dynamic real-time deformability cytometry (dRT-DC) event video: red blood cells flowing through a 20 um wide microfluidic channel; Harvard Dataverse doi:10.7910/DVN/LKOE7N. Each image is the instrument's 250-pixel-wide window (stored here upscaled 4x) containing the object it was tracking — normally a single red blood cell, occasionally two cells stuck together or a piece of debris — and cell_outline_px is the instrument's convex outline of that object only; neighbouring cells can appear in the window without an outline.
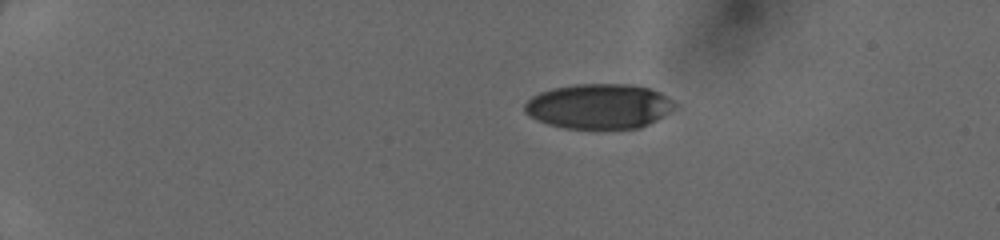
{"species": "human", "species_latin": "Homo sapiens", "temperature_condition": "cold", "stored_images_in_passage": 39, "camera_frame_rate_fps": 3000, "um_per_image_px": 0.085, "donor": {"sex": "female"}, "frame": {"image": 1, "passage_image": 1, "time_ms": 0.0, "image_size_px": [1000, 240], "cell_outline_px": [[676, 104], [664, 116], [640, 128], [564, 128], [548, 124], [536, 120], [528, 116], [524, 112], [524, 104], [532, 96], [540, 92], [552, 88], [576, 84], [632, 84], [648, 88], [660, 92], [672, 100]], "centroid_in_image_um": [50.88, 9.03], "position_along_channel_um": 34.1, "area_um2": 39.3}}
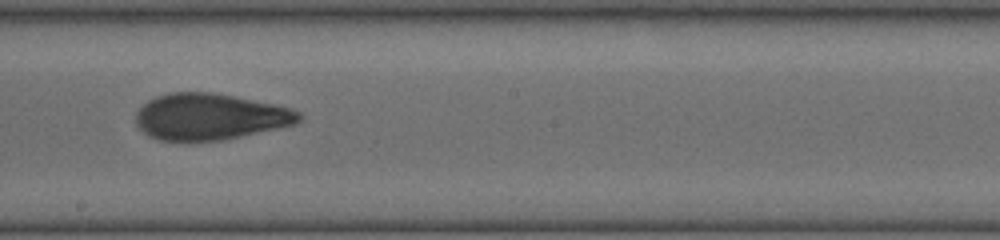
{"frame": {"image": 2, "passage_image": 21, "time_ms": 6.667, "image_size_px": [1000, 240], "cell_outline_px": [[304, 116], [296, 124], [224, 140], [160, 140], [148, 136], [136, 124], [136, 112], [148, 100], [156, 96], [168, 92], [212, 92], [276, 104], [292, 108], [300, 112]], "centroid_in_image_um": [17.87, 9.91], "position_along_channel_um": 230.3, "area_um2": 44.1}}
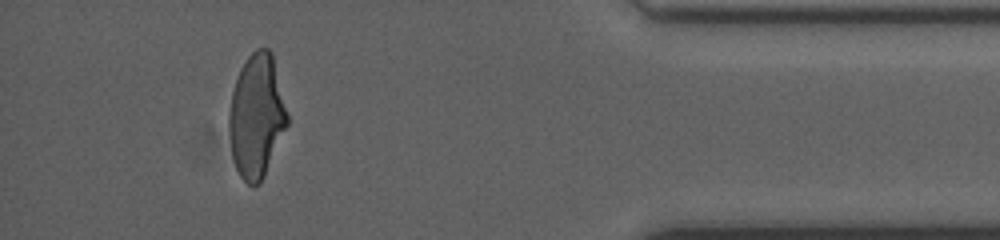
{"frame": {"image": 3, "passage_image": 36, "time_ms": 11.667, "image_size_px": [1000, 240], "cell_outline_px": [[288, 124], [264, 176], [260, 184], [252, 188], [240, 176], [236, 168], [232, 156], [228, 132], [228, 112], [232, 92], [240, 68], [248, 56], [256, 48], [268, 48], [272, 52], [288, 116]], "centroid_in_image_um": [21.79, 9.88], "position_along_channel_um": 413.4, "area_um2": 42.08}}